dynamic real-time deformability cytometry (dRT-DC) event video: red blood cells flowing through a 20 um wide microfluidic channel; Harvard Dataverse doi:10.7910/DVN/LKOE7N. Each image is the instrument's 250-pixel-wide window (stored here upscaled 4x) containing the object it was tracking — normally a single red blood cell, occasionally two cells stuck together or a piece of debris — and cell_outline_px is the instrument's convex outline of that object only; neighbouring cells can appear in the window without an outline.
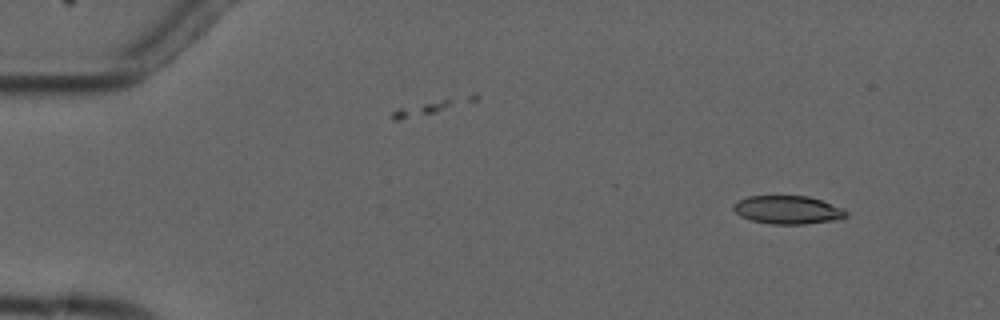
{"species": "common noctule bat (a hibernating species)", "species_latin": "Nyctalus noctula", "temperature_condition": "cold", "stored_images_in_passage": 4, "camera_frame_rate_fps": 3000, "um_per_image_px": 0.085, "animal": {"sex": "male", "forearm_length_mm": 52.5}, "frame": {"image": 1, "passage_image": 1, "time_ms": 0.0, "image_size_px": [1000, 320], "cell_outline_px": [[848, 216], [840, 220], [804, 224], [772, 224], [752, 220], [740, 216], [732, 208], [740, 200], [748, 196], [808, 196], [844, 208], [848, 212]], "centroid_in_image_um": [67.03, 17.85], "position_along_channel_um": 18.0, "area_um2": 18.55}}